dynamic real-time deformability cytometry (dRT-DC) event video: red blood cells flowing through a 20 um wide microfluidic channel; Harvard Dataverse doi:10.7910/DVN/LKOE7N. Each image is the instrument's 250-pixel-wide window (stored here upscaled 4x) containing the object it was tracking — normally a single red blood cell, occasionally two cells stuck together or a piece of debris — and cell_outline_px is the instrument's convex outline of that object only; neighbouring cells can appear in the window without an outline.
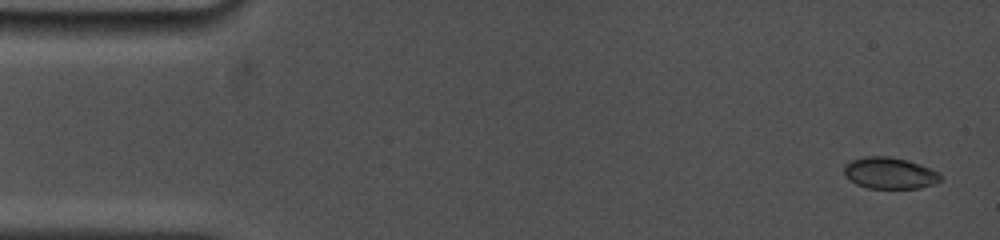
{"species": "common noctule bat (a hibernating species)", "species_latin": "Nyctalus noctula", "temperature_condition": "cold", "stored_images_in_passage": 20, "camera_frame_rate_fps": 5000, "um_per_image_px": 0.085, "animal": {"sex": "female", "body_mass_g": 19.0, "forearm_length_mm": 53.3}, "frame": {"image": 1, "passage_image": 3, "time_ms": 0.4, "image_size_px": [1000, 240], "cell_outline_px": [[940, 180], [936, 184], [920, 188], [868, 188], [856, 184], [844, 176], [844, 164], [852, 160], [868, 156], [888, 156], [908, 160], [920, 164], [936, 172], [940, 176]], "centroid_in_image_um": [75.59, 14.72], "position_along_channel_um": 9.4, "area_um2": 17.63}}
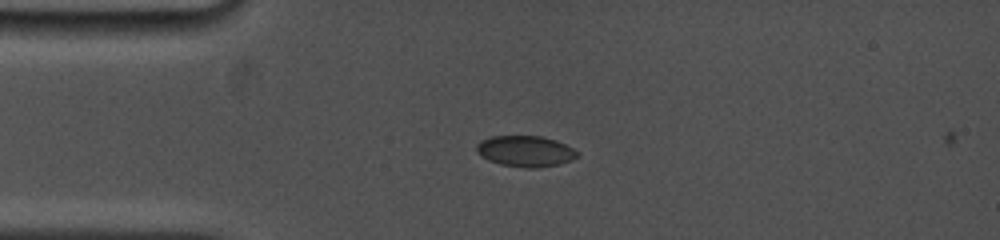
{"frame": {"image": 2, "passage_image": 17, "time_ms": 3.8, "image_size_px": [1000, 240], "cell_outline_px": [[580, 156], [572, 160], [560, 164], [536, 168], [528, 168], [500, 164], [488, 160], [480, 156], [476, 152], [476, 144], [480, 140], [492, 136], [540, 136], [556, 140], [580, 152]], "centroid_in_image_um": [44.66, 12.85], "position_along_channel_um": 40.3, "area_um2": 18.38}}